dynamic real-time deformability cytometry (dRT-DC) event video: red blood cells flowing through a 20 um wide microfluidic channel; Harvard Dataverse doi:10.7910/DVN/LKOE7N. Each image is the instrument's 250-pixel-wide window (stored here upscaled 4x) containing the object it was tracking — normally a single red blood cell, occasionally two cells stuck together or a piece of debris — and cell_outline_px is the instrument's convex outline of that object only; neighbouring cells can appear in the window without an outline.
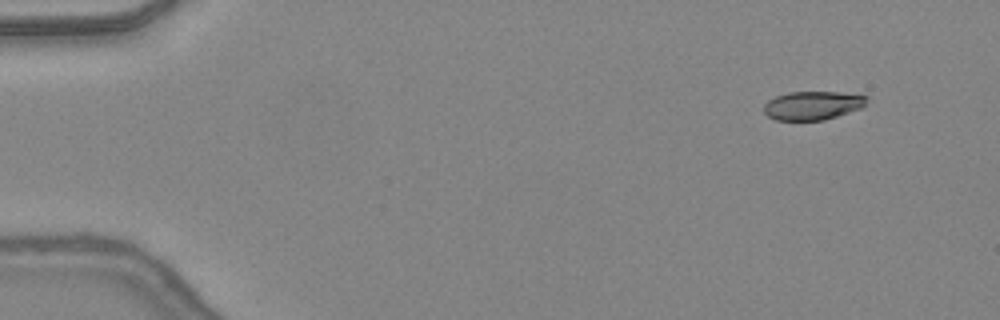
{"species": "common noctule bat (a hibernating species)", "species_latin": "Nyctalus noctula", "temperature_condition": "warm", "stored_images_in_passage": 44, "camera_frame_rate_fps": 3000, "um_per_image_px": 0.085, "animal": {"sex": "female", "body_mass_g": 24.6, "forearm_length_mm": 56.2}, "frame": {"image": 1, "passage_image": 1, "time_ms": 0.0, "image_size_px": [1000, 320], "cell_outline_px": [[868, 100], [860, 108], [824, 120], [776, 120], [768, 116], [764, 112], [764, 104], [768, 100], [776, 96], [788, 92], [840, 92], [868, 96]], "centroid_in_image_um": [69.05, 8.96], "position_along_channel_um": 15.9, "area_um2": 17.05}}
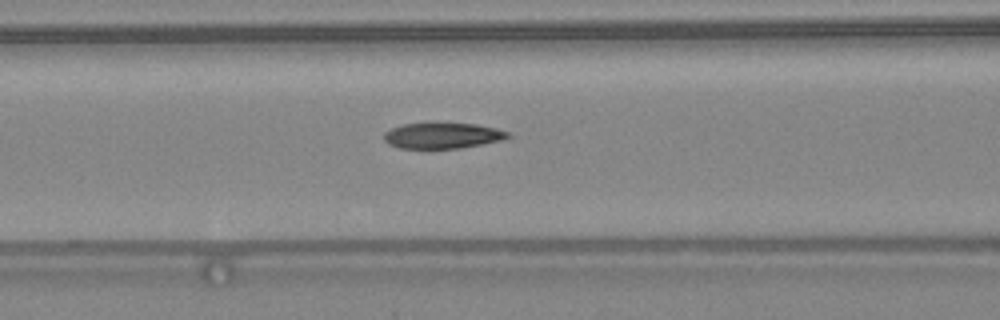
{"frame": {"image": 2, "passage_image": 17, "time_ms": 5.333, "image_size_px": [1000, 320], "cell_outline_px": [[512, 136], [500, 140], [460, 148], [400, 148], [388, 144], [384, 140], [384, 132], [392, 128], [404, 124], [476, 124], [496, 128], [508, 132]], "centroid_in_image_um": [37.6, 11.53], "position_along_channel_um": 129.0, "area_um2": 18.21}}
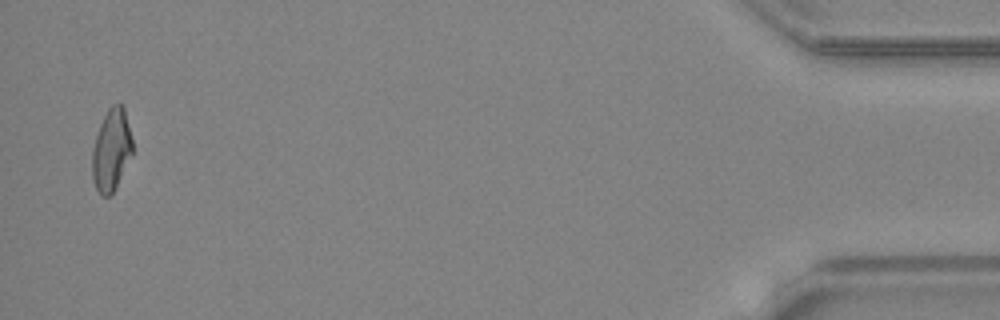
{"frame": {"image": 3, "passage_image": 43, "time_ms": 14.0, "image_size_px": [1000, 320], "cell_outline_px": [[132, 156], [112, 192], [108, 196], [100, 196], [96, 188], [92, 176], [92, 152], [96, 136], [100, 124], [108, 108], [112, 104], [120, 104], [124, 108], [132, 140]], "centroid_in_image_um": [9.46, 12.75], "position_along_channel_um": 425.7, "area_um2": 18.96}, "authors_computed_cell_mechanics": {"area_um2": 19.5364, "velocity_mm_per_s": 4.4179, "shape_relaxation_time_tau1_ms": 6.3122, "shape_relaxation_time_tau2_ms": 2.7206, "deformation_change_tau1": 0.2057, "deformation_change_tau2": 0.115}}